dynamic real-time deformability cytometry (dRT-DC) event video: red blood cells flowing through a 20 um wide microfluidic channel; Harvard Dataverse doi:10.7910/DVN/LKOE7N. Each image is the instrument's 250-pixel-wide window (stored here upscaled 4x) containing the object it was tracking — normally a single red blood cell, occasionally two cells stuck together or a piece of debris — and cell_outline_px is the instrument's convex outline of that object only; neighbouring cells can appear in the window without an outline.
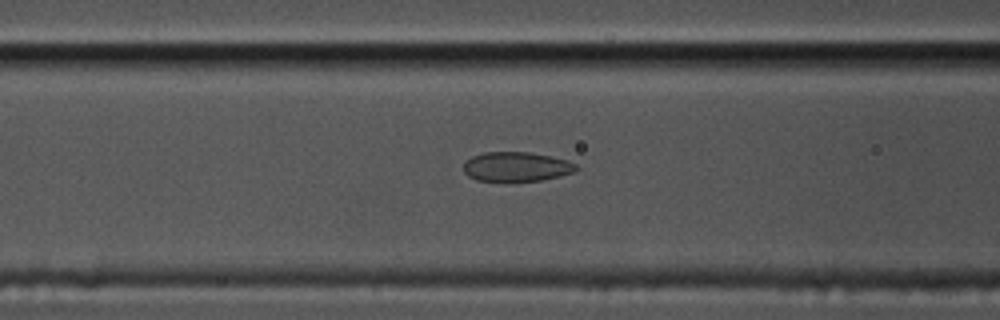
{"species": "common noctule bat (a hibernating species)", "species_latin": "Nyctalus noctula", "temperature_condition": "cold", "stored_images_in_passage": 18, "camera_frame_rate_fps": 3000, "um_per_image_px": 0.085, "animal": {"sex": "male", "body_mass_g": 17.5, "forearm_length_mm": 52.3}, "frame": {"image": 1, "passage_image": 16, "time_ms": 5.0, "image_size_px": [1000, 320], "cell_outline_px": [[580, 168], [576, 172], [560, 176], [540, 180], [476, 180], [468, 176], [464, 172], [464, 164], [472, 156], [484, 152], [528, 152], [552, 156], [568, 160], [576, 164]], "centroid_in_image_um": [43.95, 14.15], "position_along_channel_um": 122.7, "area_um2": 19.25}}